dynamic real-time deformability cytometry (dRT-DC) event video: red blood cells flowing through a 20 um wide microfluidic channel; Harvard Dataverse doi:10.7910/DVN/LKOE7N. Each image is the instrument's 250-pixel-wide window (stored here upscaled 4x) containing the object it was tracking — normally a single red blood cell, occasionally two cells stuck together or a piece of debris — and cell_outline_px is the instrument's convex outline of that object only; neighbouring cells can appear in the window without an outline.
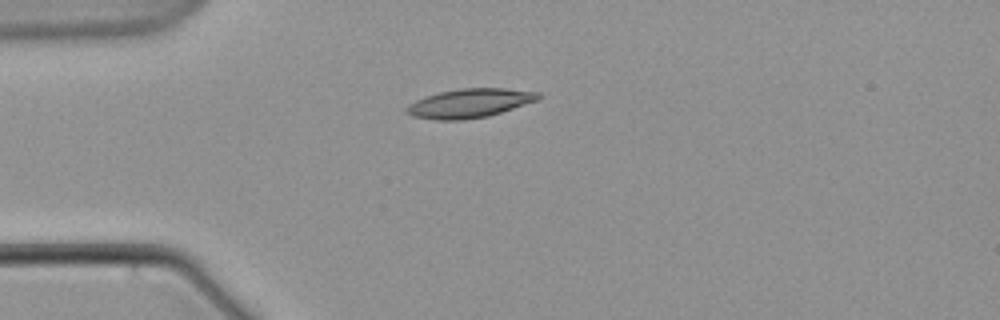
{"species": "common noctule bat (a hibernating species)", "species_latin": "Nyctalus noctula", "temperature_condition": "warm", "stored_images_in_passage": 3, "camera_frame_rate_fps": 3000, "um_per_image_px": 0.085, "animal": {"sex": "male", "body_mass_g": 21.5, "forearm_length_mm": 52.0}, "frame": {"image": 1, "passage_image": 1, "time_ms": 0.0, "image_size_px": [1000, 320], "cell_outline_px": [[544, 96], [536, 100], [488, 116], [464, 120], [436, 120], [412, 116], [404, 112], [404, 108], [408, 104], [416, 100], [440, 92], [460, 88], [508, 88], [540, 92]], "centroid_in_image_um": [39.9, 8.77], "position_along_channel_um": 45.1, "area_um2": 22.25}}
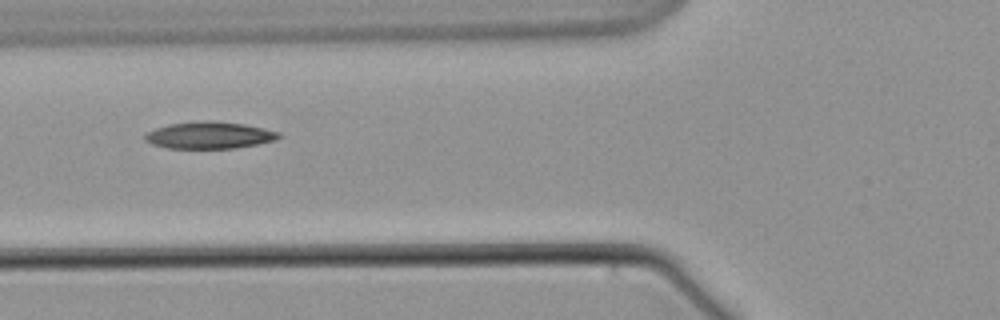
{"frame": {"image": 2, "passage_image": 3, "time_ms": 2.667, "image_size_px": [1000, 320], "cell_outline_px": [[284, 136], [276, 140], [236, 148], [168, 148], [152, 144], [144, 140], [144, 136], [148, 132], [156, 128], [168, 124], [208, 120], [212, 120], [244, 124], [264, 128], [280, 132]], "centroid_in_image_um": [17.83, 11.49], "position_along_channel_um": 108.0, "area_um2": 21.04}}